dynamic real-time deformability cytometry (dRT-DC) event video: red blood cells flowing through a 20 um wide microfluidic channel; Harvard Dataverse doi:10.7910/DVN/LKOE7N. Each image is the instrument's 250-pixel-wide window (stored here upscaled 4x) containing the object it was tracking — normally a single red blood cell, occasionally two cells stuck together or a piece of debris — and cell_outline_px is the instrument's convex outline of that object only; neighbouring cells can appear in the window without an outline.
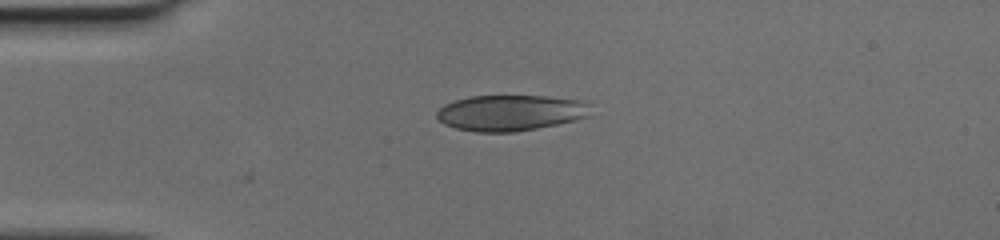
{"species": "human", "species_latin": "Homo sapiens", "temperature_condition": "cold", "stored_images_in_passage": 37, "camera_frame_rate_fps": 3000, "um_per_image_px": 0.085, "donor": {"sex": "female"}, "frame": {"image": 1, "passage_image": 1, "time_ms": 0.0, "image_size_px": [1000, 240], "cell_outline_px": [[592, 116], [556, 124], [516, 132], [476, 132], [456, 128], [444, 124], [436, 116], [436, 112], [444, 104], [456, 100], [472, 96], [544, 96], [580, 100], [588, 104]], "centroid_in_image_um": [43.39, 9.59], "position_along_channel_um": 41.6, "area_um2": 32.08}}
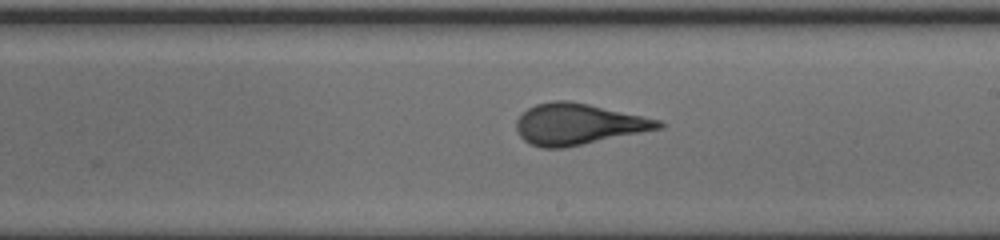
{"frame": {"image": 2, "passage_image": 17, "time_ms": 5.333, "image_size_px": [1000, 240], "cell_outline_px": [[664, 128], [564, 148], [540, 148], [524, 140], [520, 136], [516, 128], [516, 120], [528, 108], [536, 104], [552, 100], [568, 100], [588, 104], [660, 120], [664, 124]], "centroid_in_image_um": [49.14, 10.56], "position_along_channel_um": 239.9, "area_um2": 33.93}}
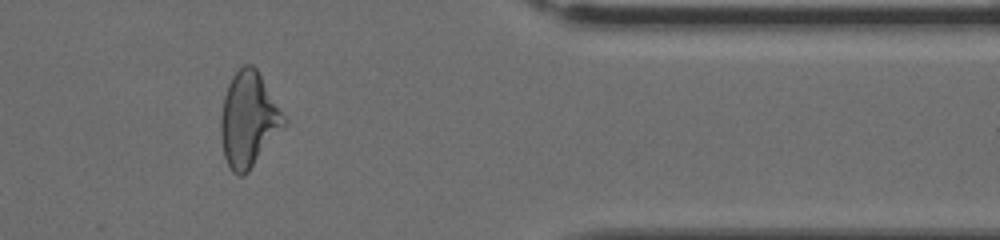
{"frame": {"image": 3, "passage_image": 29, "time_ms": 9.333, "image_size_px": [1000, 240], "cell_outline_px": [[288, 124], [248, 172], [244, 176], [236, 176], [232, 172], [224, 156], [220, 136], [220, 116], [224, 96], [228, 84], [232, 76], [244, 64], [252, 64], [256, 68], [288, 120]], "centroid_in_image_um": [21.14, 10.19], "position_along_channel_um": 390.3, "area_um2": 35.32}}